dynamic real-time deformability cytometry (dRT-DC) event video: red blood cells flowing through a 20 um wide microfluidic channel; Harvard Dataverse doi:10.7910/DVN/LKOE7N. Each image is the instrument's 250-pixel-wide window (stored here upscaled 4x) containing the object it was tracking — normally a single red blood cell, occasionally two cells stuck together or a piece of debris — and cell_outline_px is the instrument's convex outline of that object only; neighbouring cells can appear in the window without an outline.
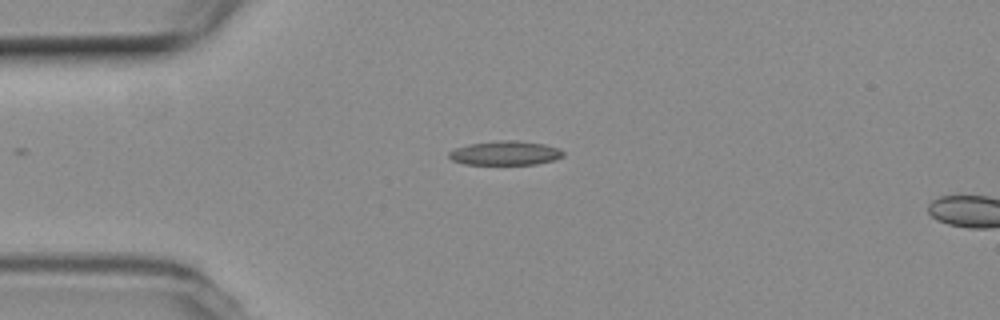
{"species": "common noctule bat (a hibernating species)", "species_latin": "Nyctalus noctula", "temperature_condition": "room temperature", "stored_images_in_passage": 4, "camera_frame_rate_fps": 3000, "um_per_image_px": 0.085, "animal": {"sex": "female", "body_mass_g": 19.3, "forearm_length_mm": 54.1}, "frame": {"image": 1, "passage_image": 1, "time_ms": 0.0, "image_size_px": [1000, 320], "cell_outline_px": [[564, 156], [552, 160], [536, 164], [464, 164], [452, 160], [448, 156], [448, 152], [456, 148], [468, 144], [500, 140], [516, 140], [544, 144], [560, 148], [564, 152]], "centroid_in_image_um": [42.95, 13.0], "position_along_channel_um": 42.1, "area_um2": 16.07}}